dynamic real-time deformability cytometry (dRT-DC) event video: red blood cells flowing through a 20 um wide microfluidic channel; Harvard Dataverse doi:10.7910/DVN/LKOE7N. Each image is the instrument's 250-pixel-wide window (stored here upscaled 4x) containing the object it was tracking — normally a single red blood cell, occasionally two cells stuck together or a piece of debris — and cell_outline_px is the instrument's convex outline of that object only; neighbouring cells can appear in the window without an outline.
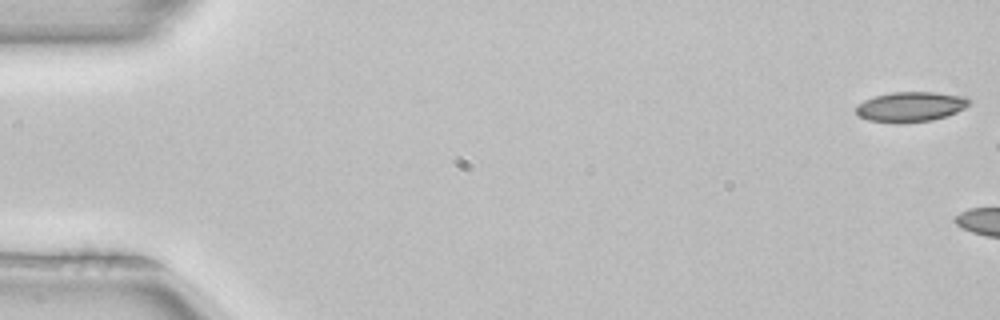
{"species": "common noctule bat (a hibernating species)", "species_latin": "Nyctalus noctula", "temperature_condition": "room temperature", "stored_images_in_passage": 5, "camera_frame_rate_fps": 3000, "um_per_image_px": 0.085, "animal": {"sex": "female", "body_mass_g": 22.7, "forearm_length_mm": 54.2}, "frame": {"image": 1, "passage_image": 1, "time_ms": 0.0, "image_size_px": [1000, 320], "cell_outline_px": [[972, 100], [964, 108], [948, 116], [932, 120], [900, 124], [892, 124], [868, 120], [860, 116], [856, 112], [856, 104], [872, 96], [892, 92], [936, 92], [964, 96]], "centroid_in_image_um": [77.37, 9.08], "position_along_channel_um": 7.6, "area_um2": 20.17}}
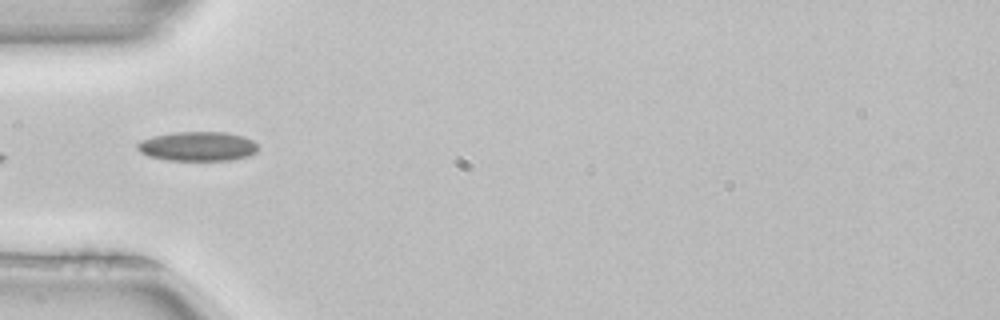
{"frame": {"image": 2, "passage_image": 5, "time_ms": 1.333, "image_size_px": [1000, 320], "cell_outline_px": [[256, 152], [248, 156], [228, 160], [168, 160], [148, 156], [140, 152], [136, 148], [136, 144], [140, 140], [152, 136], [176, 132], [228, 132], [244, 136], [252, 140], [256, 144]], "centroid_in_image_um": [16.76, 12.43], "position_along_channel_um": 68.2, "area_um2": 20.69}}